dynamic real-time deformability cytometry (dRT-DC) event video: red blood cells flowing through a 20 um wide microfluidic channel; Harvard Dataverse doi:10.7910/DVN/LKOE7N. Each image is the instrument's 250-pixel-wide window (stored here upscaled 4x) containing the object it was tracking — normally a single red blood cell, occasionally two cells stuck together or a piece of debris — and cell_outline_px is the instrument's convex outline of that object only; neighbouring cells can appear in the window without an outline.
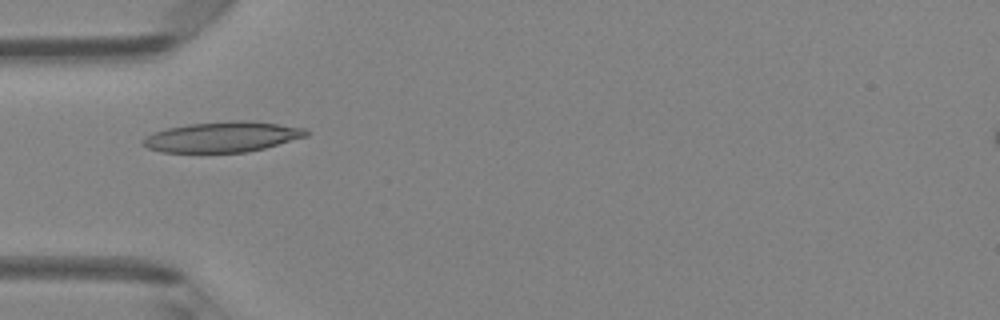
{"species": "Egyptian fruit bat (a non-hibernating species)", "species_latin": "Rousettus aegyptiacus", "temperature_condition": "room temperature", "stored_images_in_passage": 4, "camera_frame_rate_fps": 3000, "um_per_image_px": 0.085, "animal": {"sex": "female"}, "frame": {"image": 1, "passage_image": 4, "time_ms": 1.0, "image_size_px": [1000, 320], "cell_outline_px": [[308, 136], [264, 148], [244, 152], [160, 152], [148, 148], [140, 144], [140, 140], [152, 132], [168, 128], [188, 124], [232, 120], [244, 120], [276, 124], [304, 128], [308, 132]], "centroid_in_image_um": [18.84, 11.63], "position_along_channel_um": 66.2, "area_um2": 28.84}}